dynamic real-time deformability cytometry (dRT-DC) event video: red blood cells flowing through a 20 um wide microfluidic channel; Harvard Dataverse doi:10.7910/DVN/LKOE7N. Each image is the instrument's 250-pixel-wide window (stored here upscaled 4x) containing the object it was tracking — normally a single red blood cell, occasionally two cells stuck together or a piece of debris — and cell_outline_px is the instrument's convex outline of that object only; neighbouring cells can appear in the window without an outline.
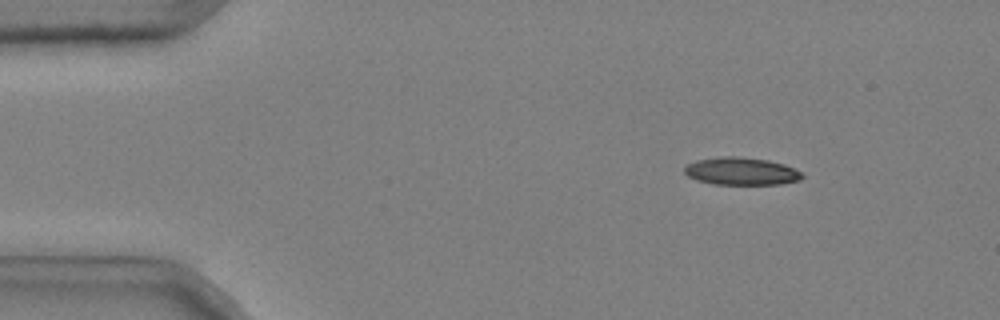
{"species": "common noctule bat (a hibernating species)", "species_latin": "Nyctalus noctula", "temperature_condition": "cold", "stored_images_in_passage": 46, "camera_frame_rate_fps": 3000, "um_per_image_px": 0.085, "animal": {"sex": "male", "body_mass_g": 20.4}, "frame": {"image": 1, "passage_image": 1, "time_ms": 0.0, "image_size_px": [1000, 320], "cell_outline_px": [[804, 176], [800, 180], [780, 184], [716, 184], [696, 180], [688, 176], [684, 172], [684, 168], [688, 164], [696, 160], [720, 156], [736, 156], [768, 160], [784, 164], [800, 172]], "centroid_in_image_um": [62.99, 14.55], "position_along_channel_um": 22.0, "area_um2": 18.84}}
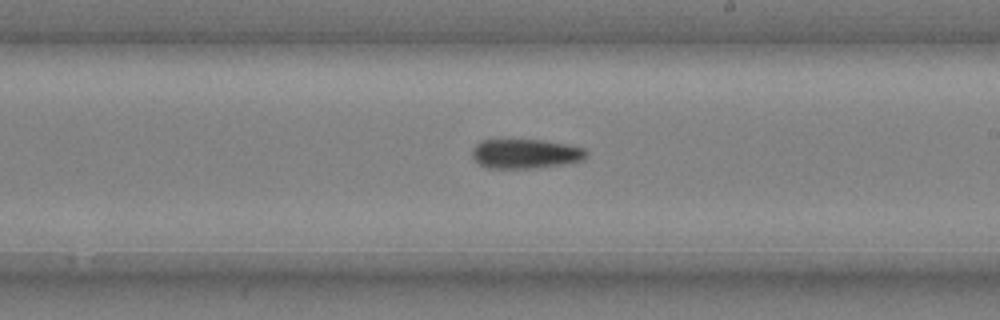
{"frame": {"image": 2, "passage_image": 25, "time_ms": 8.0, "image_size_px": [1000, 320], "cell_outline_px": [[588, 152], [584, 160], [560, 164], [532, 168], [484, 168], [472, 156], [472, 148], [480, 140], [544, 140], [568, 144], [584, 148]], "centroid_in_image_um": [44.65, 13.06], "position_along_channel_um": 244.3, "area_um2": 19.59}}
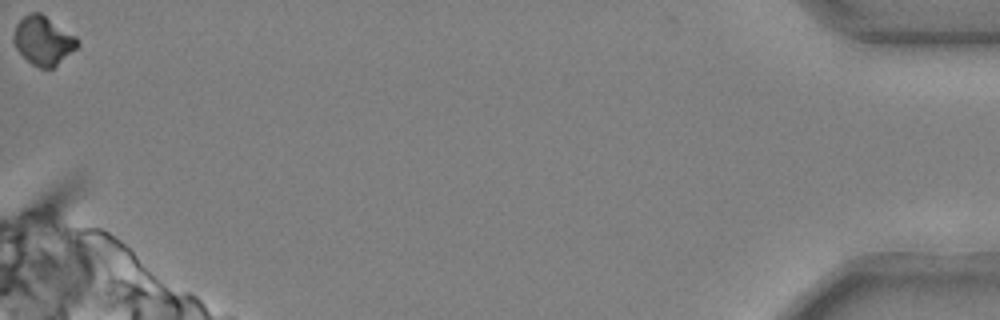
{"frame": {"image": 3, "passage_image": 46, "time_ms": 15.0, "image_size_px": [1000, 320], "cell_outline_px": [[80, 44], [76, 48], [52, 68], [40, 68], [32, 64], [16, 48], [12, 40], [12, 36], [16, 24], [28, 12], [40, 12], [76, 36], [80, 40]], "centroid_in_image_um": [3.67, 3.42], "position_along_channel_um": 431.5, "area_um2": 18.03}}